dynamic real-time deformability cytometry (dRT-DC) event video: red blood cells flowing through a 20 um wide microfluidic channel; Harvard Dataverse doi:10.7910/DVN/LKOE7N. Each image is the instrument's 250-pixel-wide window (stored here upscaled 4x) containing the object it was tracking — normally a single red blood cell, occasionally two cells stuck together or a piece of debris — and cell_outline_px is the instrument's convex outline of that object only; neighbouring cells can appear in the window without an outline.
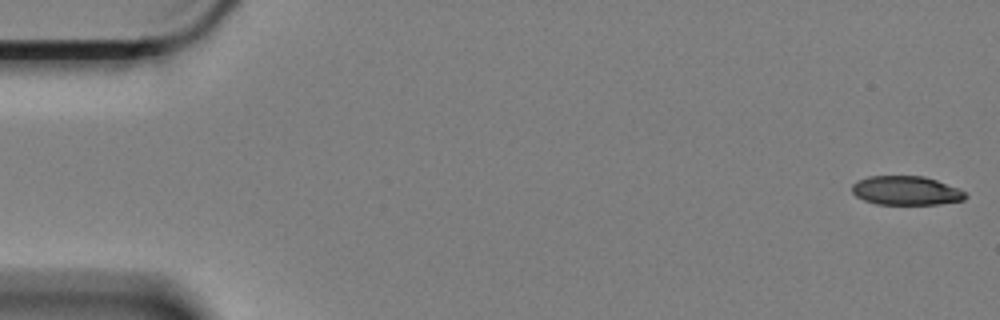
{"species": "Egyptian fruit bat (a non-hibernating species)", "species_latin": "Rousettus aegyptiacus", "temperature_condition": "cold", "stored_images_in_passage": 53, "camera_frame_rate_fps": 3000, "um_per_image_px": 0.085, "animal": {"sex": "female"}, "frame": {"image": 1, "passage_image": 1, "time_ms": 0.0, "image_size_px": [1000, 320], "cell_outline_px": [[968, 196], [964, 200], [940, 204], [876, 204], [864, 200], [856, 196], [852, 192], [852, 184], [856, 180], [868, 176], [924, 176], [936, 180], [956, 188], [964, 192]], "centroid_in_image_um": [76.98, 16.2], "position_along_channel_um": 8.0, "area_um2": 19.13}}
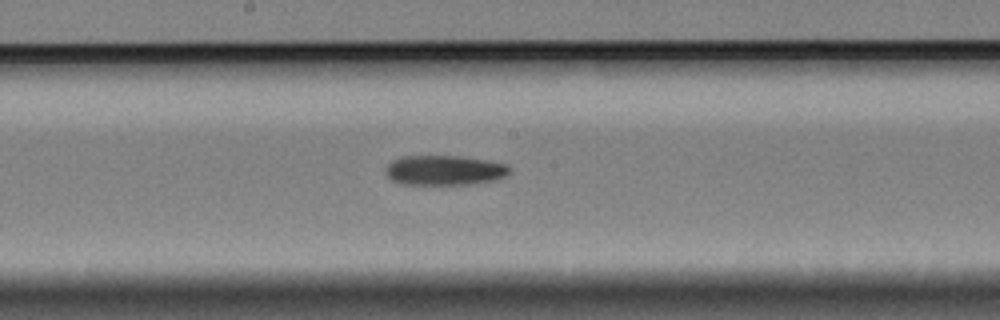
{"frame": {"image": 2, "passage_image": 31, "time_ms": 10.0, "image_size_px": [1000, 320], "cell_outline_px": [[508, 172], [504, 176], [496, 180], [472, 184], [400, 184], [392, 180], [384, 172], [384, 168], [392, 160], [400, 156], [464, 156], [504, 164], [508, 168]], "centroid_in_image_um": [37.7, 14.47], "position_along_channel_um": 210.5, "area_um2": 21.5}}
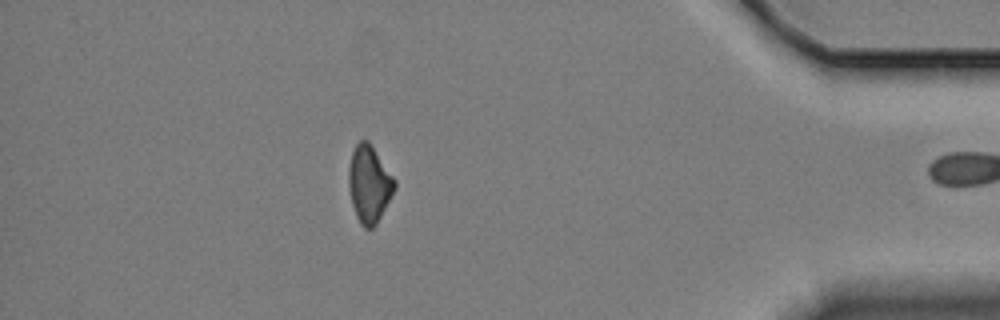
{"frame": {"image": 3, "passage_image": 52, "time_ms": 17.0, "image_size_px": [1000, 320], "cell_outline_px": [[396, 188], [376, 224], [372, 228], [364, 228], [360, 224], [356, 216], [352, 204], [348, 184], [348, 168], [352, 152], [356, 144], [360, 140], [368, 140], [396, 180]], "centroid_in_image_um": [31.37, 15.64], "position_along_channel_um": 403.8, "area_um2": 20.58}}